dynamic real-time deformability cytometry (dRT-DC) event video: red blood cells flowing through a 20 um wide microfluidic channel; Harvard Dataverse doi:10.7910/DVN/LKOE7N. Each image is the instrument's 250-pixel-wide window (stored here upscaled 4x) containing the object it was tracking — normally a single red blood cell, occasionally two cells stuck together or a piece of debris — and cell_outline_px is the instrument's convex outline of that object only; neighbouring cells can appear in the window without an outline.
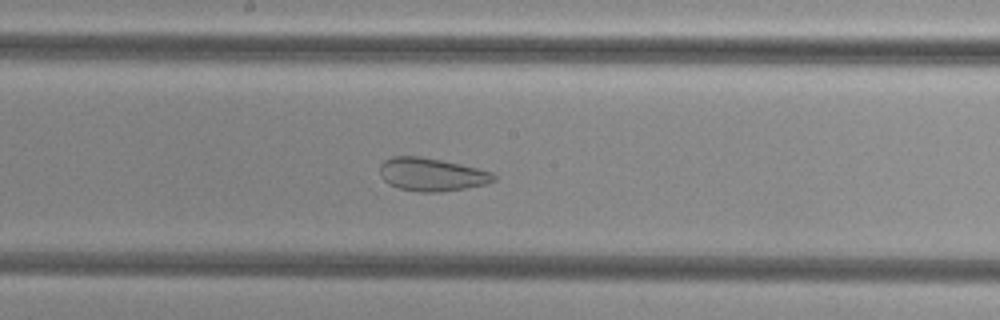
{"species": "common noctule bat (a hibernating species)", "species_latin": "Nyctalus noctula", "temperature_condition": "cold", "stored_images_in_passage": 45, "camera_frame_rate_fps": 3000, "um_per_image_px": 0.085, "animal": {"sex": "female", "body_mass_g": 29.2, "forearm_length_mm": 56.3}, "frame": {"image": 1, "passage_image": 20, "time_ms": 6.333, "image_size_px": [1000, 320], "cell_outline_px": [[496, 180], [484, 184], [464, 188], [440, 192], [420, 192], [400, 188], [388, 184], [380, 176], [380, 164], [384, 160], [392, 156], [420, 156], [460, 164], [492, 172], [496, 176]], "centroid_in_image_um": [36.66, 14.82], "position_along_channel_um": 211.5, "area_um2": 21.85}}
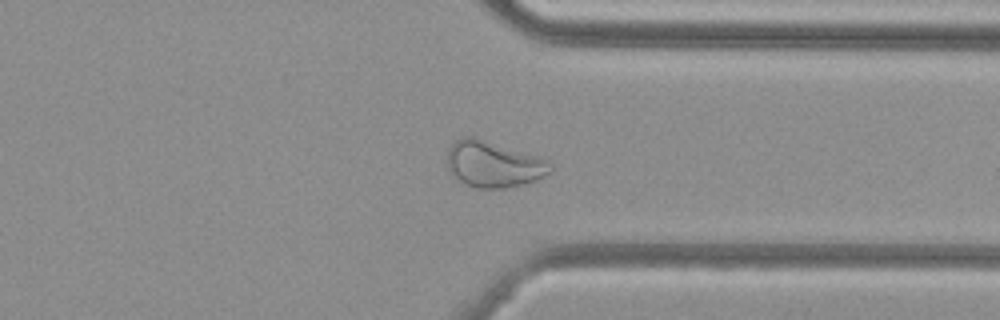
{"frame": {"image": 2, "passage_image": 32, "time_ms": 10.333, "image_size_px": [1000, 320], "cell_outline_px": [[552, 172], [536, 180], [504, 188], [476, 188], [452, 176], [448, 168], [448, 148], [456, 140], [464, 136], [472, 136], [536, 156], [548, 160], [552, 164]], "centroid_in_image_um": [41.94, 13.96], "position_along_channel_um": 369.5, "area_um2": 27.4}}
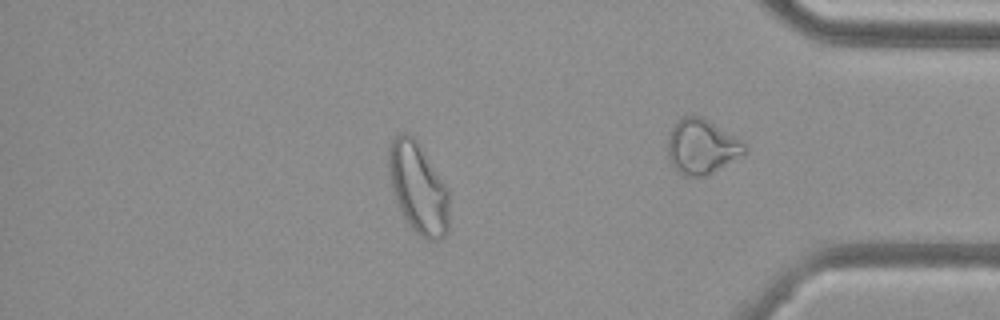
{"frame": {"image": 3, "passage_image": 37, "time_ms": 12.0, "image_size_px": [1000, 320], "cell_outline_px": [[448, 232], [440, 240], [428, 240], [420, 236], [408, 224], [400, 212], [388, 176], [388, 148], [392, 140], [400, 132], [408, 132], [416, 140], [448, 188]], "centroid_in_image_um": [35.52, 15.98], "position_along_channel_um": 399.7, "area_um2": 32.14}}